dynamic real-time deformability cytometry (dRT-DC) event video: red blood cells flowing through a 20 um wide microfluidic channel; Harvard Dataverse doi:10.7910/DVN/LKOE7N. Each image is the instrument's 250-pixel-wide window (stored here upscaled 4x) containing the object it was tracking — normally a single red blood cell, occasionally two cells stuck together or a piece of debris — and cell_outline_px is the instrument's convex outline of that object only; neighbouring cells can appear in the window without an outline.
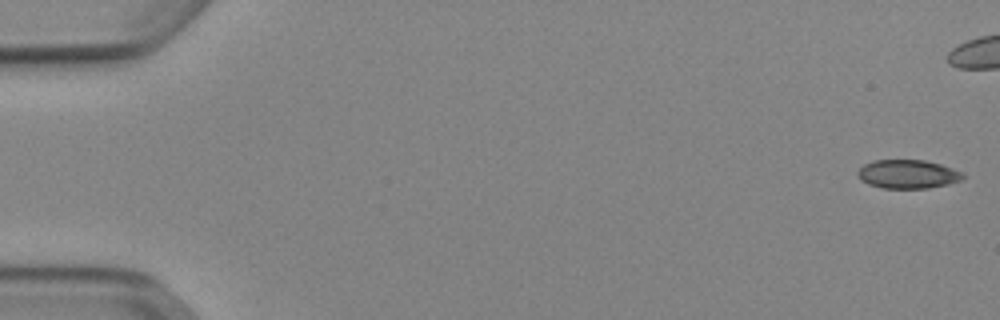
{"species": "Egyptian fruit bat (a non-hibernating species)", "species_latin": "Rousettus aegyptiacus", "temperature_condition": "cold", "stored_images_in_passage": 46, "camera_frame_rate_fps": 3000, "um_per_image_px": 0.085, "animal": {"sex": "female"}, "frame": {"image": 1, "passage_image": 1, "time_ms": 0.0, "image_size_px": [1000, 320], "cell_outline_px": [[964, 176], [960, 180], [948, 184], [928, 188], [884, 188], [868, 184], [860, 180], [856, 176], [856, 172], [864, 164], [872, 160], [924, 160], [940, 164], [964, 172]], "centroid_in_image_um": [77.13, 14.8], "position_along_channel_um": 7.9, "area_um2": 17.69}}
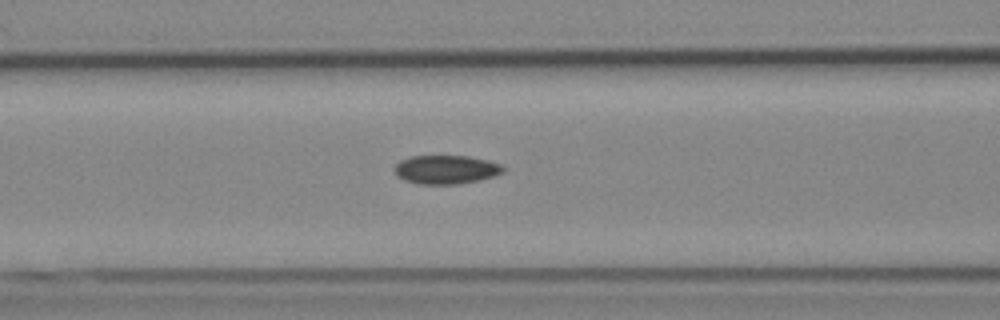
{"frame": {"image": 2, "passage_image": 22, "time_ms": 7.0, "image_size_px": [1000, 320], "cell_outline_px": [[504, 172], [480, 180], [460, 184], [420, 184], [404, 180], [396, 176], [392, 168], [400, 160], [412, 156], [468, 156], [488, 160], [500, 164], [504, 168]], "centroid_in_image_um": [37.88, 14.41], "position_along_channel_um": 128.7, "area_um2": 18.32}}
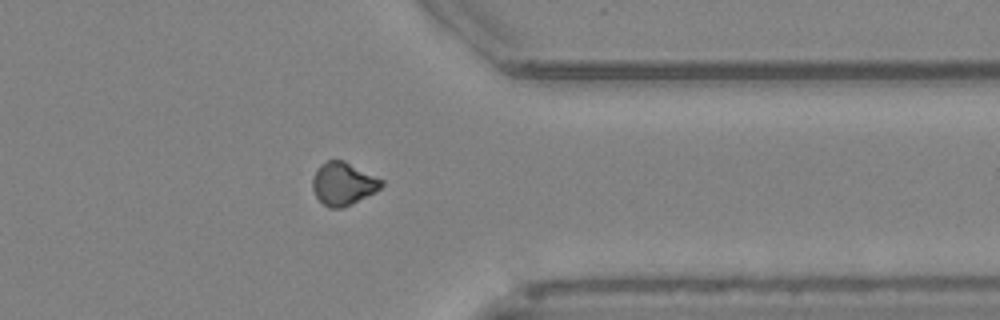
{"frame": {"image": 3, "passage_image": 42, "time_ms": 13.667, "image_size_px": [1000, 320], "cell_outline_px": [[384, 184], [380, 188], [344, 208], [328, 208], [316, 196], [312, 188], [312, 176], [320, 164], [328, 160], [344, 160], [384, 180]], "centroid_in_image_um": [29.15, 15.6], "position_along_channel_um": 382.3, "area_um2": 17.17}}